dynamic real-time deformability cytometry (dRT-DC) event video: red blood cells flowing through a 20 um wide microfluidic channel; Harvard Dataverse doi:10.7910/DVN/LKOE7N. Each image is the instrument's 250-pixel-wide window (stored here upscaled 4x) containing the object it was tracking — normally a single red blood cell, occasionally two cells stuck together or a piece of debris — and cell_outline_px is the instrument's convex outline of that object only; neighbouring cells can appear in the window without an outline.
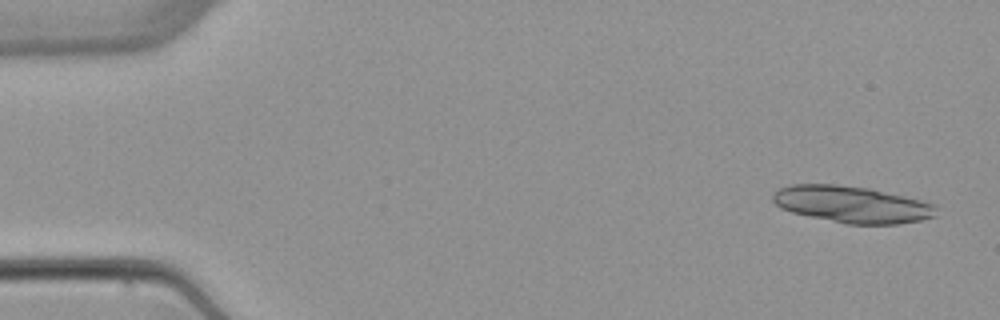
{"species": "common noctule bat (a hibernating species)", "species_latin": "Nyctalus noctula", "temperature_condition": "warm", "stored_images_in_passage": 5, "segment_of_instrument_passage": [1, 2], "camera_frame_rate_fps": 3000, "um_per_image_px": 0.085, "animal": {"sex": "female", "body_mass_g": 22.7, "forearm_length_mm": 54.2}, "frame": {"image": 1, "passage_image": 1, "time_ms": 0.0, "image_size_px": [1000, 320], "cell_outline_px": [[936, 216], [920, 220], [896, 224], [844, 224], [792, 212], [780, 208], [772, 200], [772, 192], [780, 188], [792, 184], [836, 184], [868, 188], [904, 196], [936, 204]], "centroid_in_image_um": [72.39, 17.37], "position_along_channel_um": 12.6, "area_um2": 34.97}}